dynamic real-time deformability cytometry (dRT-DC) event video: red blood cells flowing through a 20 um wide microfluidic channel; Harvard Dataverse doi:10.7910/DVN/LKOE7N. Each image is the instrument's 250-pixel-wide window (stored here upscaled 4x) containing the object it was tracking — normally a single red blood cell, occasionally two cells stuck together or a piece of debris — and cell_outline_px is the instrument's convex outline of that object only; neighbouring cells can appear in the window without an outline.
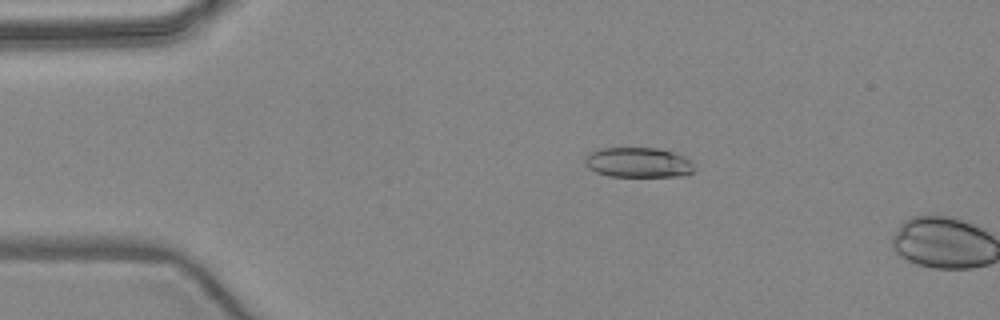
{"species": "common noctule bat (a hibernating species)", "species_latin": "Nyctalus noctula", "temperature_condition": "warm", "stored_images_in_passage": 3, "camera_frame_rate_fps": 3000, "um_per_image_px": 0.085, "animal": {"sex": "female", "body_mass_g": 24.6, "forearm_length_mm": 56.2}, "frame": {"image": 1, "passage_image": 2, "time_ms": 2.0, "image_size_px": [1000, 320], "cell_outline_px": [[696, 168], [692, 172], [684, 176], [608, 176], [596, 172], [588, 168], [584, 164], [584, 160], [592, 152], [600, 148], [656, 148], [672, 152], [684, 156], [692, 160]], "centroid_in_image_um": [54.29, 13.82], "position_along_channel_um": 30.7, "area_um2": 19.19}}